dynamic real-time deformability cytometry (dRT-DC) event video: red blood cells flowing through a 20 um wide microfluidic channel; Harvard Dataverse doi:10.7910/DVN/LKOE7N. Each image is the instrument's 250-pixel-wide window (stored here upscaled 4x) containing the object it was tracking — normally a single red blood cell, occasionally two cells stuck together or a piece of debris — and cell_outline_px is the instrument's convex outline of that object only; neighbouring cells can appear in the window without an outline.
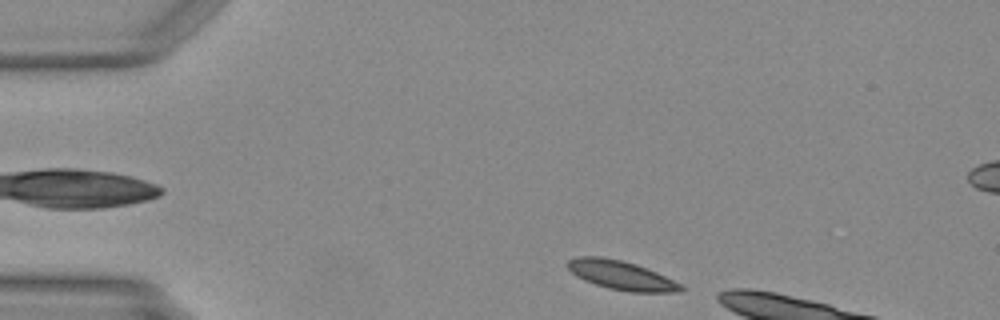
{"species": "Egyptian fruit bat (a non-hibernating species)", "species_latin": "Rousettus aegyptiacus", "temperature_condition": "warm", "stored_images_in_passage": 32, "camera_frame_rate_fps": 3000, "um_per_image_px": 0.085, "animal": {"sex": "female"}, "frame": {"image": 1, "passage_image": 1, "time_ms": 0.0, "image_size_px": [1000, 320], "cell_outline_px": [[684, 288], [680, 292], [632, 292], [608, 288], [584, 280], [576, 276], [564, 264], [568, 260], [576, 256], [600, 256], [620, 260], [636, 264], [656, 272], [680, 284]], "centroid_in_image_um": [52.75, 23.38], "position_along_channel_um": 32.3, "area_um2": 19.02}}
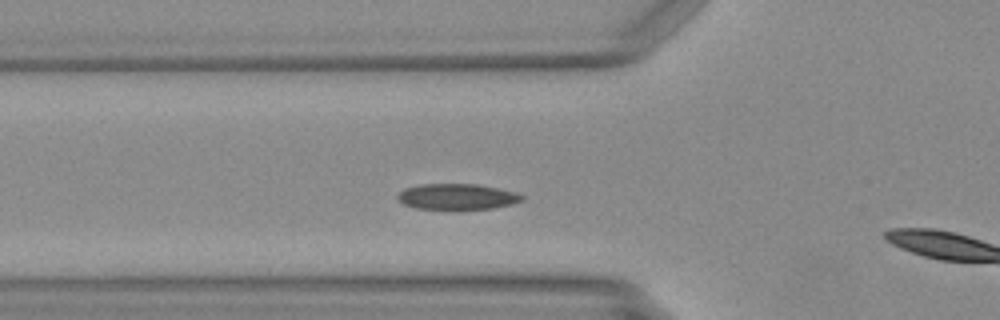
{"frame": {"image": 2, "passage_image": 9, "time_ms": 2.667, "image_size_px": [1000, 320], "cell_outline_px": [[524, 200], [512, 204], [492, 208], [460, 212], [456, 212], [416, 208], [404, 204], [396, 200], [396, 196], [404, 188], [420, 184], [476, 184], [516, 192], [524, 196]], "centroid_in_image_um": [38.83, 16.76], "position_along_channel_um": 87.0, "area_um2": 19.59}}
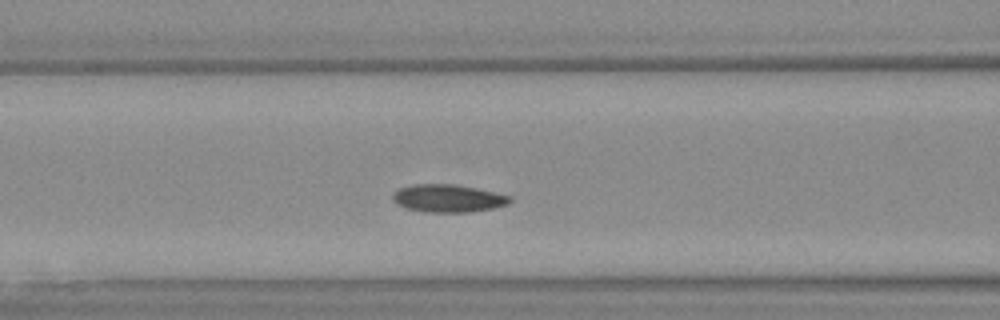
{"frame": {"image": 3, "passage_image": 12, "time_ms": 3.667, "image_size_px": [1000, 320], "cell_outline_px": [[512, 200], [508, 204], [492, 208], [472, 212], [424, 212], [404, 208], [396, 204], [392, 200], [392, 196], [400, 188], [416, 184], [452, 184], [476, 188], [512, 196]], "centroid_in_image_um": [38.08, 16.87], "position_along_channel_um": 128.5, "area_um2": 18.96}}